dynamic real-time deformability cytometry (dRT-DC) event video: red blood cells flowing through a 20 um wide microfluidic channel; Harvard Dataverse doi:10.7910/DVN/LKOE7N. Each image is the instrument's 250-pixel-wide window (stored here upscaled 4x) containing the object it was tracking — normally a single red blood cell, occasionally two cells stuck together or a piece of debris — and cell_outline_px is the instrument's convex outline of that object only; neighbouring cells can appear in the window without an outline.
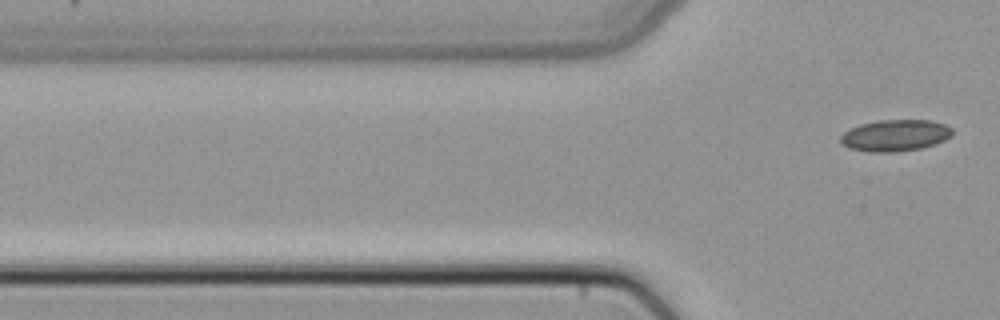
{"species": "common noctule bat (a hibernating species)", "species_latin": "Nyctalus noctula", "temperature_condition": "cold", "stored_images_in_passage": 5, "camera_frame_rate_fps": 3000, "um_per_image_px": 0.085, "animal": {"sex": "female", "body_mass_g": 22.7, "forearm_length_mm": 54.2}, "frame": {"image": 1, "passage_image": 5, "time_ms": 1.333, "image_size_px": [1000, 320], "cell_outline_px": [[952, 136], [936, 144], [920, 148], [896, 152], [868, 152], [848, 148], [840, 144], [840, 136], [844, 132], [860, 124], [876, 120], [928, 120], [944, 124], [952, 128]], "centroid_in_image_um": [76.06, 11.52], "position_along_channel_um": 49.7, "area_um2": 20.69}}